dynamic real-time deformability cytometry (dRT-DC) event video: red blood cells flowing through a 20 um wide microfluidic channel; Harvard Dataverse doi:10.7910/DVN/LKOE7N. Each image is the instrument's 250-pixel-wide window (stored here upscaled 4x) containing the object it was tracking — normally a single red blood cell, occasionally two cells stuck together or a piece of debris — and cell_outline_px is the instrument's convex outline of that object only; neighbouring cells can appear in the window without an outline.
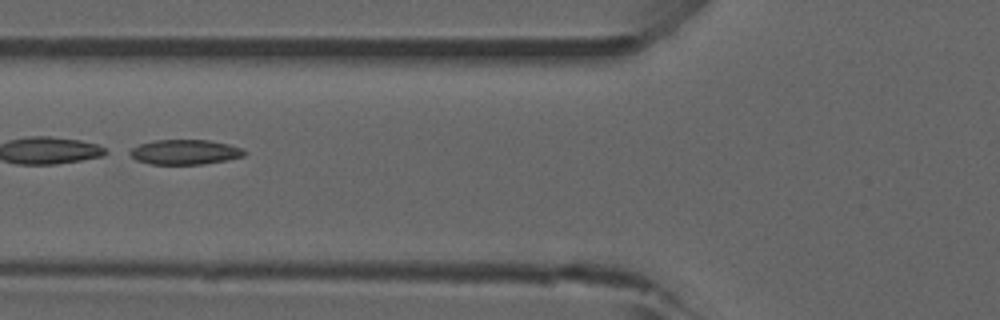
{"species": "common noctule bat (a hibernating species)", "species_latin": "Nyctalus noctula", "temperature_condition": "room temperature", "stored_images_in_passage": 45, "camera_frame_rate_fps": 3000, "um_per_image_px": 0.085, "animal": {"sex": "male", "forearm_length_mm": 52.5}, "frame": {"image": 1, "passage_image": 14, "time_ms": 4.333, "image_size_px": [1000, 320], "cell_outline_px": [[248, 152], [244, 156], [228, 160], [204, 164], [152, 164], [136, 160], [124, 152], [140, 144], [156, 140], [208, 140], [228, 144], [240, 148]], "centroid_in_image_um": [15.69, 12.93], "position_along_channel_um": 110.1, "area_um2": 16.7}}